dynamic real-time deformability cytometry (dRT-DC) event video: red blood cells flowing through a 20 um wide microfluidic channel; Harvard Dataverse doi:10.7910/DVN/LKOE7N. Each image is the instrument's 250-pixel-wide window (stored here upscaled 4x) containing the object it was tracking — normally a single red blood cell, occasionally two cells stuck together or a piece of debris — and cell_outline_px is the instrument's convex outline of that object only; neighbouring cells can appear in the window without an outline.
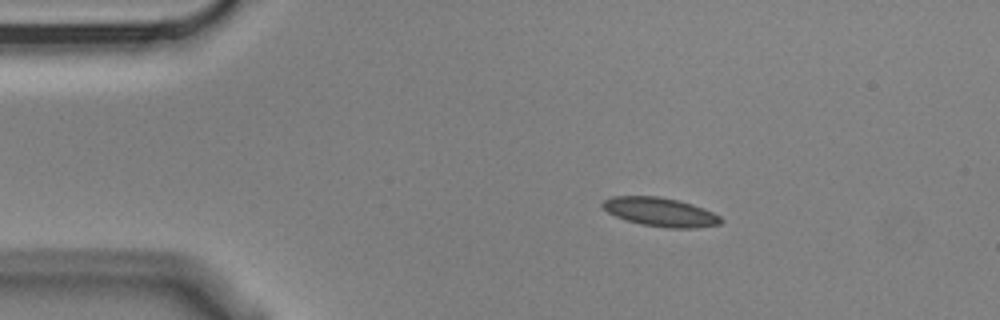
{"species": "Egyptian fruit bat (a non-hibernating species)", "species_latin": "Rousettus aegyptiacus", "temperature_condition": "cold", "stored_images_in_passage": 4, "camera_frame_rate_fps": 3000, "um_per_image_px": 0.085, "animal": {"sex": "male"}, "frame": {"image": 1, "passage_image": 1, "time_ms": 0.0, "image_size_px": [1000, 320], "cell_outline_px": [[724, 220], [720, 224], [696, 228], [668, 228], [640, 224], [616, 216], [608, 212], [600, 204], [604, 200], [612, 196], [656, 196], [676, 200], [692, 204], [712, 212], [720, 216]], "centroid_in_image_um": [56.13, 18.02], "position_along_channel_um": 28.9, "area_um2": 19.71}}
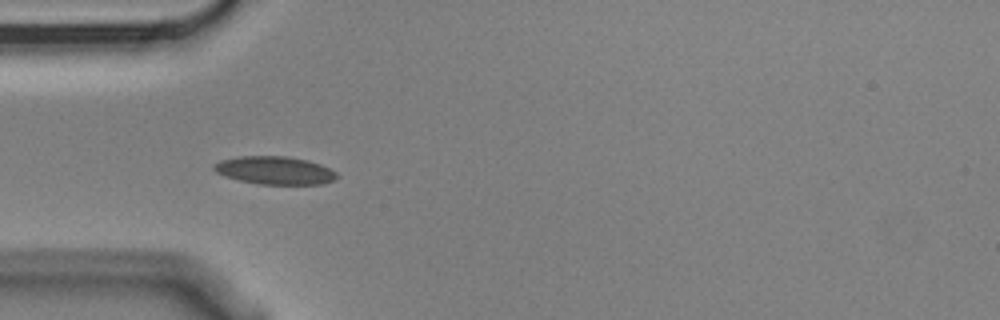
{"frame": {"image": 2, "passage_image": 3, "time_ms": 0.667, "image_size_px": [1000, 320], "cell_outline_px": [[336, 180], [324, 184], [260, 184], [240, 180], [224, 176], [216, 172], [212, 168], [212, 164], [220, 160], [240, 156], [284, 156], [308, 160], [320, 164], [336, 172]], "centroid_in_image_um": [23.34, 14.48], "position_along_channel_um": 61.7, "area_um2": 20.06}}
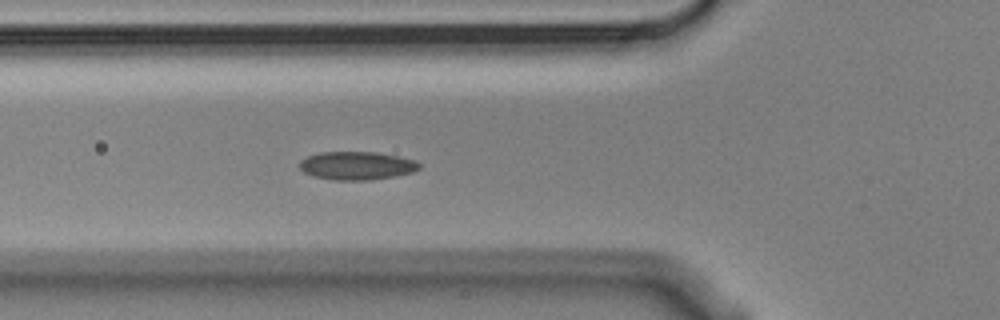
{"frame": {"image": 3, "passage_image": 4, "time_ms": 1.0, "image_size_px": [1000, 320], "cell_outline_px": [[420, 168], [412, 172], [396, 176], [368, 180], [332, 180], [312, 176], [304, 172], [300, 168], [300, 160], [308, 156], [320, 152], [376, 152], [416, 160], [420, 164]], "centroid_in_image_um": [30.32, 14.08], "position_along_channel_um": 95.5, "area_um2": 19.71}}